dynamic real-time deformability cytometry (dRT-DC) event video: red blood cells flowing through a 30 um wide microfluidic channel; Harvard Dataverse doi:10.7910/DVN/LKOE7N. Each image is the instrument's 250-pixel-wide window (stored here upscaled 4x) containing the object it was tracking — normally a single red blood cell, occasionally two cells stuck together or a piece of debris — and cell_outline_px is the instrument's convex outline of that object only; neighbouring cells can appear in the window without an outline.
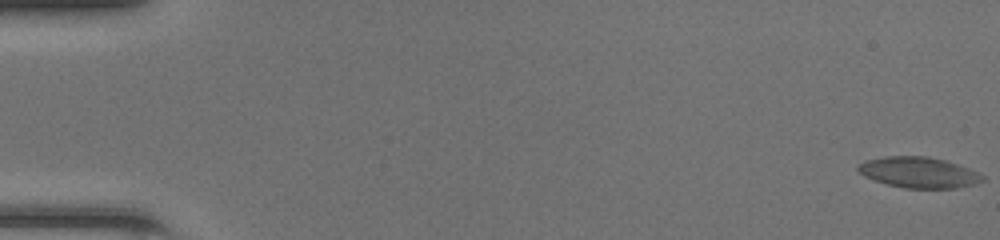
{"species": "common noctule bat (a hibernating species)", "species_latin": "Nyctalus noctula", "temperature_condition": "room temperature", "stored_images_in_passage": 49, "camera_frame_rate_fps": 3000, "um_per_image_px": 0.085, "animal": {"sex": "female", "body_mass_g": 20.0, "forearm_length_mm": 54.0}, "frame": {"image": 1, "passage_image": 1, "time_ms": 0.0, "image_size_px": [1000, 240], "cell_outline_px": [[984, 180], [972, 184], [956, 188], [904, 188], [888, 184], [864, 176], [856, 168], [864, 160], [884, 156], [928, 156], [944, 160], [980, 172], [984, 176]], "centroid_in_image_um": [78.09, 14.65], "position_along_channel_um": 6.9, "area_um2": 22.2}}
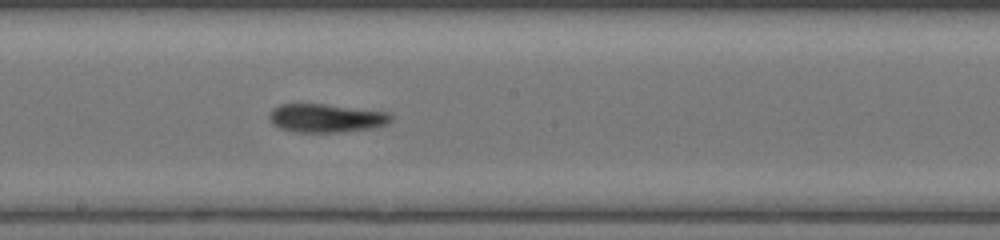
{"frame": {"image": 2, "passage_image": 28, "time_ms": 9.0, "image_size_px": [1000, 240], "cell_outline_px": [[392, 120], [388, 124], [376, 128], [340, 132], [296, 132], [280, 128], [272, 124], [268, 120], [268, 112], [272, 108], [280, 104], [324, 104], [388, 112], [392, 116]], "centroid_in_image_um": [27.7, 10.04], "position_along_channel_um": 220.5, "area_um2": 20.46}}
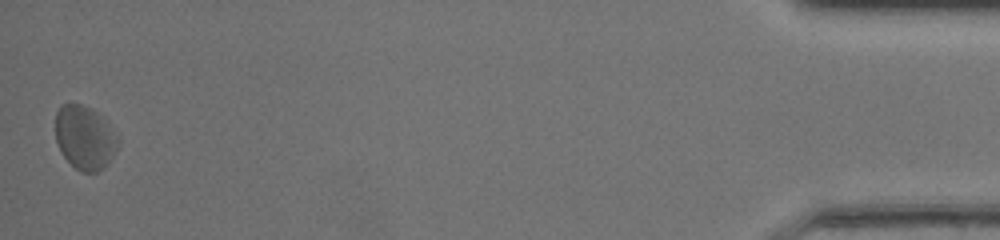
{"frame": {"image": 3, "passage_image": 49, "time_ms": 16.0, "image_size_px": [1000, 240], "cell_outline_px": [[120, 144], [104, 168], [96, 172], [80, 172], [64, 156], [56, 140], [56, 112], [60, 104], [80, 104], [96, 112], [104, 120], [120, 140]], "centroid_in_image_um": [7.2, 11.7], "position_along_channel_um": 428.0, "area_um2": 22.89}, "authors_computed_cell_mechanics": {"area_um2": 20.9236, "velocity_mm_per_s": 4.2695, "shape_relaxation_time_tau1_ms": 3.7114, "shape_relaxation_time_tau2_ms": 8.1525, "deformation_change_tau1": 0.1193, "deformation_change_tau2": 0.2254}}